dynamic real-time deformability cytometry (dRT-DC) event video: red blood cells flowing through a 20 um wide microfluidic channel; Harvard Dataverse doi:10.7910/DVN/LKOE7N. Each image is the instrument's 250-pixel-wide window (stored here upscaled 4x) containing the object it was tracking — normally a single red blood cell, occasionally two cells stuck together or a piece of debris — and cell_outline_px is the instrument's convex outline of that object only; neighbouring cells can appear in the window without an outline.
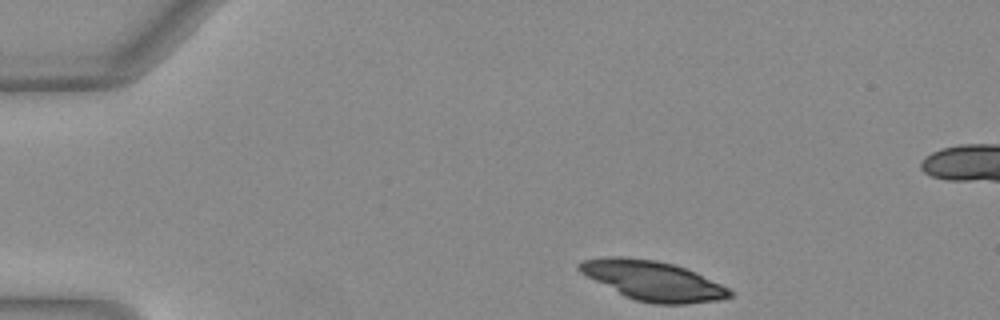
{"species": "Egyptian fruit bat (a non-hibernating species)", "species_latin": "Rousettus aegyptiacus", "temperature_condition": "warm", "stored_images_in_passage": 38, "camera_frame_rate_fps": 3000, "um_per_image_px": 0.085, "animal": {"sex": "female"}, "frame": {"image": 1, "passage_image": 1, "time_ms": 0.0, "image_size_px": [1000, 320], "cell_outline_px": [[736, 292], [732, 296], [720, 300], [684, 304], [652, 304], [636, 300], [624, 296], [580, 272], [576, 268], [576, 264], [584, 260], [608, 256], [624, 256], [656, 260], [672, 264], [696, 272]], "centroid_in_image_um": [55.5, 23.86], "position_along_channel_um": 29.5, "area_um2": 34.62}}